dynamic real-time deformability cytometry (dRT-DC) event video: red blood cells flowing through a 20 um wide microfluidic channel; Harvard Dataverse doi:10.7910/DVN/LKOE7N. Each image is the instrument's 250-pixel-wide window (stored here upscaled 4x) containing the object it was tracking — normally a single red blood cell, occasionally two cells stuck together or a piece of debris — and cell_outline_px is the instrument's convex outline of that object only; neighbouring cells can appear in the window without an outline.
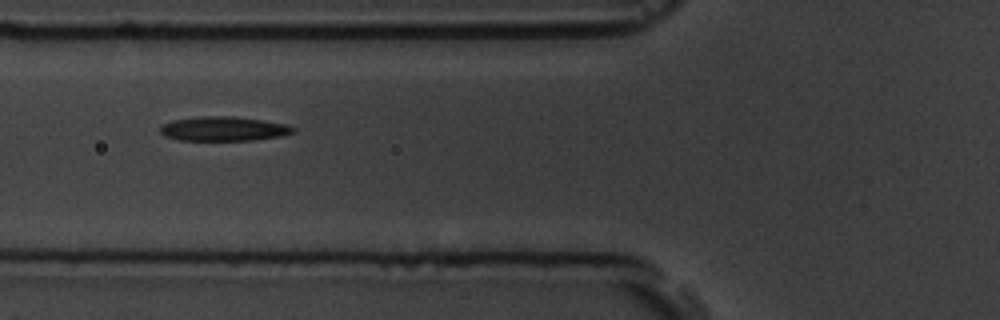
{"species": "common noctule bat (a hibernating species)", "species_latin": "Nyctalus noctula", "temperature_condition": "room temperature", "stored_images_in_passage": 14, "segment_of_instrument_passage": [1, 2], "camera_frame_rate_fps": 3000, "um_per_image_px": 0.085, "animal": {"sex": "male", "body_mass_g": 19.5, "forearm_length_mm": 54.6}, "frame": {"image": 1, "passage_image": 3, "time_ms": 2.0, "image_size_px": [1000, 320], "cell_outline_px": [[296, 132], [280, 136], [252, 140], [180, 140], [164, 136], [160, 132], [160, 128], [164, 124], [172, 120], [200, 116], [232, 116], [288, 124], [296, 128]], "centroid_in_image_um": [19.02, 10.94], "position_along_channel_um": 106.8, "area_um2": 18.84}}
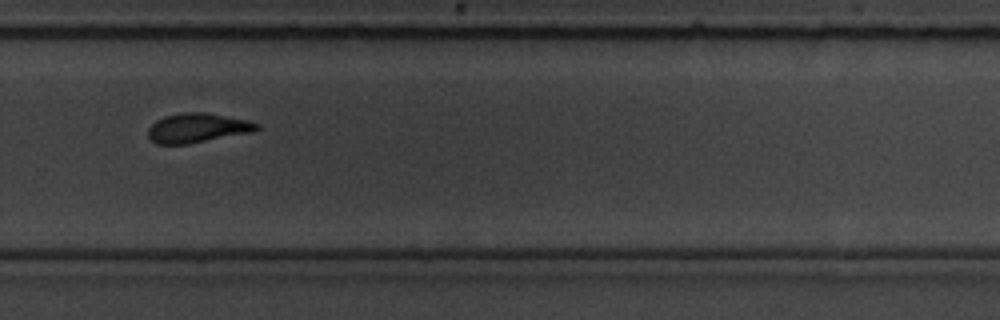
{"frame": {"image": 2, "passage_image": 8, "time_ms": 7.667, "image_size_px": [1000, 320], "cell_outline_px": [[260, 128], [256, 132], [188, 144], [156, 144], [148, 136], [148, 128], [156, 120], [164, 116], [180, 112], [204, 112], [248, 120], [260, 124]], "centroid_in_image_um": [16.81, 10.88], "position_along_channel_um": 313.0, "area_um2": 18.9}}
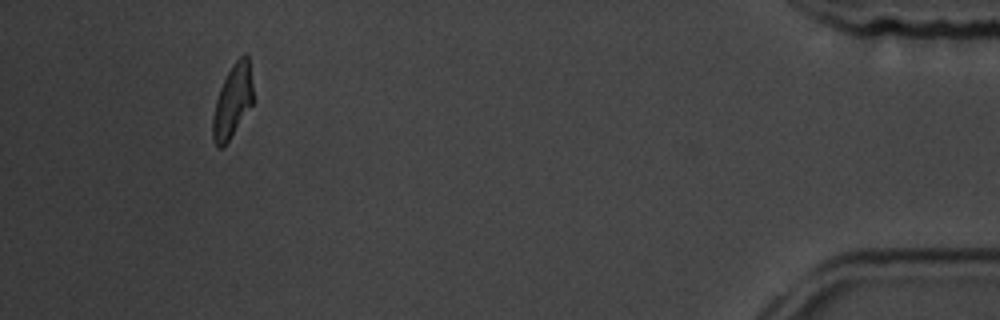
{"frame": {"image": 3, "passage_image": 12, "time_ms": 12.333, "image_size_px": [1000, 320], "cell_outline_px": [[252, 104], [228, 140], [220, 148], [212, 140], [212, 116], [216, 100], [220, 88], [232, 64], [244, 52], [248, 56], [252, 84]], "centroid_in_image_um": [19.75, 8.57], "position_along_channel_um": 415.5, "area_um2": 16.76}}